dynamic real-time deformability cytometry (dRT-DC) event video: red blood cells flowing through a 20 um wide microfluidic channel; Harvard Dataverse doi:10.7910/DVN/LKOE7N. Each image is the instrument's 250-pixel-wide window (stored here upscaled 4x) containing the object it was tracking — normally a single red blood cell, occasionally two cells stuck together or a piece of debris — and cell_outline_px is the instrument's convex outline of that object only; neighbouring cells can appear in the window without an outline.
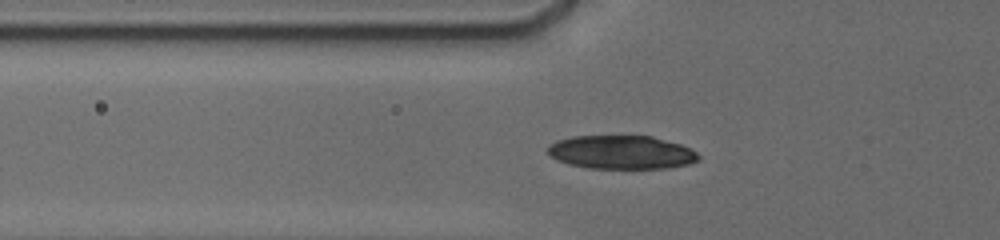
{"species": "human", "species_latin": "Homo sapiens", "temperature_condition": "cold", "stored_images_in_passage": 11, "camera_frame_rate_fps": 3000, "um_per_image_px": 0.085, "donor": {"sex": "male"}, "frame": {"image": 1, "passage_image": 10, "time_ms": 6.333, "image_size_px": [1000, 240], "cell_outline_px": [[700, 160], [688, 164], [668, 168], [588, 168], [568, 164], [556, 160], [548, 152], [548, 148], [556, 140], [572, 136], [652, 136], [680, 144], [696, 152], [700, 156]], "centroid_in_image_um": [52.82, 12.94], "position_along_channel_um": 73.0, "area_um2": 29.42}}